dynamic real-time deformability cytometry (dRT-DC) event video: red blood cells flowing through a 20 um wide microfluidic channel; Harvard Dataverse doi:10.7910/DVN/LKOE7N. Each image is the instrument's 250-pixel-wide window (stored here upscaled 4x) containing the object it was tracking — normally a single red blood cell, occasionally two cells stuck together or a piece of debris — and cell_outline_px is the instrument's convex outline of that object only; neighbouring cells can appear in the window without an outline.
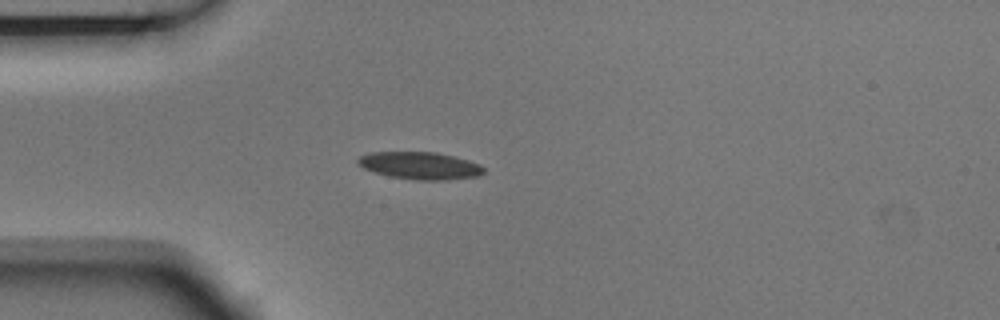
{"species": "Egyptian fruit bat (a non-hibernating species)", "species_latin": "Rousettus aegyptiacus", "temperature_condition": "room temperature", "stored_images_in_passage": 5, "camera_frame_rate_fps": 3000, "um_per_image_px": 0.085, "animal": {"sex": "male"}, "frame": {"image": 1, "passage_image": 4, "time_ms": 1.0, "image_size_px": [1000, 320], "cell_outline_px": [[484, 172], [480, 176], [448, 180], [416, 180], [388, 176], [364, 168], [356, 164], [356, 160], [360, 156], [368, 152], [436, 152], [468, 160], [480, 164], [484, 168]], "centroid_in_image_um": [35.69, 14.08], "position_along_channel_um": 49.3, "area_um2": 20.17}}